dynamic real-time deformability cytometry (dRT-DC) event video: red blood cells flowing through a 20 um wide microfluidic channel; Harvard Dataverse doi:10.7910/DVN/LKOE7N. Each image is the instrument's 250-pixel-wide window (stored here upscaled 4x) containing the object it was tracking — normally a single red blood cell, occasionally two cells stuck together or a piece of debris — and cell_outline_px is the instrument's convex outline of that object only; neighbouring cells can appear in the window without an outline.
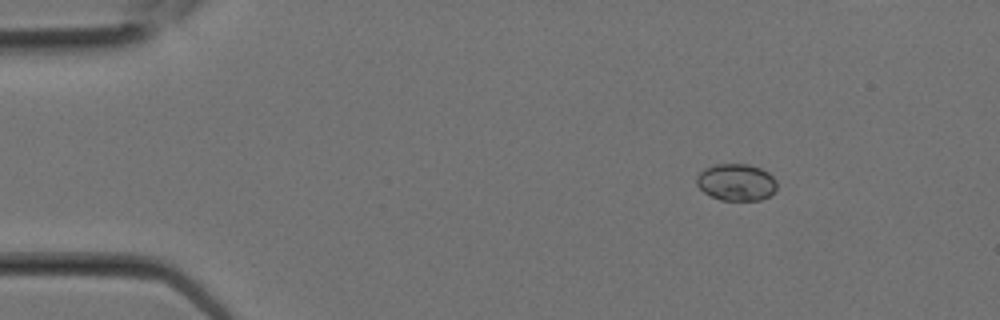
{"species": "Egyptian fruit bat (a non-hibernating species)", "species_latin": "Rousettus aegyptiacus", "temperature_condition": "room temperature", "stored_images_in_passage": 3, "camera_frame_rate_fps": 3000, "um_per_image_px": 0.085, "animal": {"sex": "female"}, "frame": {"image": 1, "passage_image": 1, "time_ms": 0.0, "image_size_px": [1000, 320], "cell_outline_px": [[776, 188], [768, 196], [760, 200], [720, 200], [704, 192], [696, 184], [696, 176], [704, 168], [716, 164], [748, 164], [760, 168], [768, 172], [776, 180]], "centroid_in_image_um": [62.56, 15.48], "position_along_channel_um": 22.4, "area_um2": 17.22}}
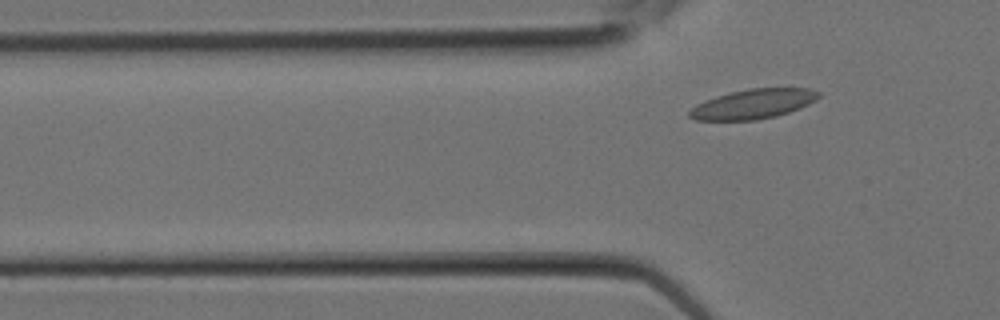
{"frame": {"image": 2, "passage_image": 3, "time_ms": 0.667, "image_size_px": [1000, 320], "cell_outline_px": [[820, 96], [816, 100], [800, 108], [776, 116], [756, 120], [696, 120], [688, 116], [688, 112], [696, 104], [704, 100], [716, 96], [748, 88], [808, 88], [820, 92]], "centroid_in_image_um": [64.01, 8.83], "position_along_channel_um": 61.8, "area_um2": 22.31}}